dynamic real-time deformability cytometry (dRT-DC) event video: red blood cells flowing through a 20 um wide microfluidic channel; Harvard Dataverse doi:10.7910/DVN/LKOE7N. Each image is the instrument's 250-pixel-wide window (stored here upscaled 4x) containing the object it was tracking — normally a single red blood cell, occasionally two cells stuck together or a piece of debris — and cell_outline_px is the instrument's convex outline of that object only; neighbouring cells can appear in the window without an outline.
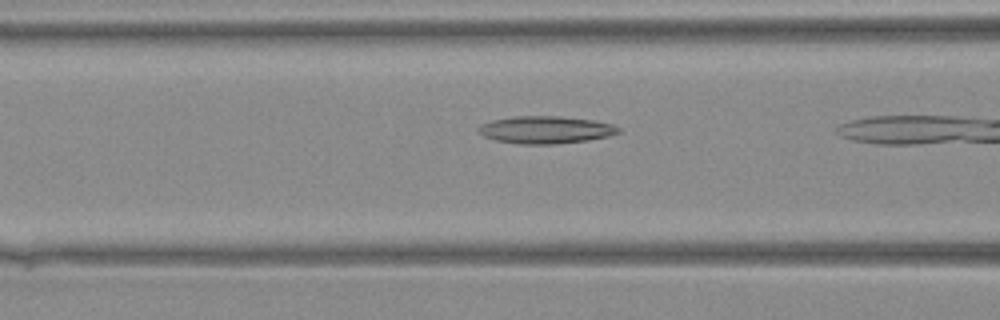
{"species": "Egyptian fruit bat (a non-hibernating species)", "species_latin": "Rousettus aegyptiacus", "temperature_condition": "warm", "stored_images_in_passage": 6, "camera_frame_rate_fps": 3000, "um_per_image_px": 0.085, "animal": {"sex": "female"}, "frame": {"image": 1, "passage_image": 5, "time_ms": 1.333, "image_size_px": [1000, 320], "cell_outline_px": [[620, 132], [608, 136], [588, 140], [552, 144], [520, 144], [496, 140], [484, 136], [480, 132], [480, 128], [484, 124], [492, 120], [516, 116], [560, 116], [592, 120], [612, 124], [620, 128]], "centroid_in_image_um": [46.42, 11.03], "position_along_channel_um": 120.2, "area_um2": 22.02}}